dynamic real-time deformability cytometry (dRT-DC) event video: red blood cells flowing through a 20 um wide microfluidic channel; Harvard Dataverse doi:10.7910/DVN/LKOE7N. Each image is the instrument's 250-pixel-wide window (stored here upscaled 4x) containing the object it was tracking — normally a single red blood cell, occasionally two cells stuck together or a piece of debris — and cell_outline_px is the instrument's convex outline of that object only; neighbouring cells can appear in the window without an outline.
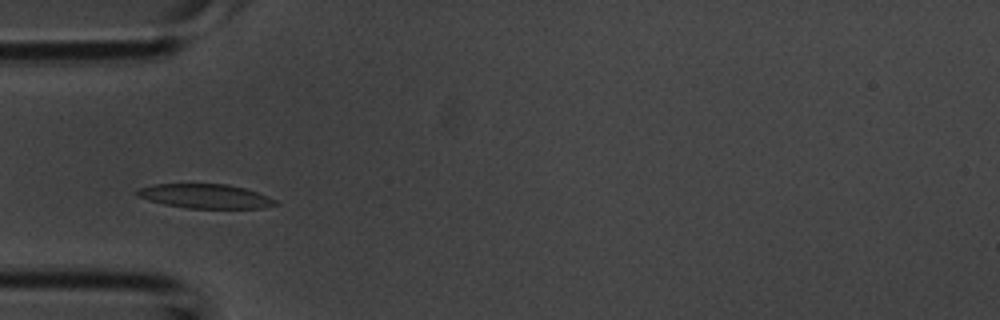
{"species": "common noctule bat (a hibernating species)", "species_latin": "Nyctalus noctula", "temperature_condition": "room temperature", "stored_images_in_passage": 24, "camera_frame_rate_fps": 3000, "um_per_image_px": 0.085, "animal": {"sex": "male", "body_mass_g": 20.1, "forearm_length_mm": 53.5}, "frame": {"image": 1, "passage_image": 4, "time_ms": 1.0, "image_size_px": [1000, 320], "cell_outline_px": [[280, 204], [260, 208], [184, 208], [164, 204], [148, 200], [136, 196], [136, 188], [152, 184], [228, 184], [244, 188], [268, 196], [276, 200]], "centroid_in_image_um": [17.41, 16.67], "position_along_channel_um": 67.6, "area_um2": 19.65}}
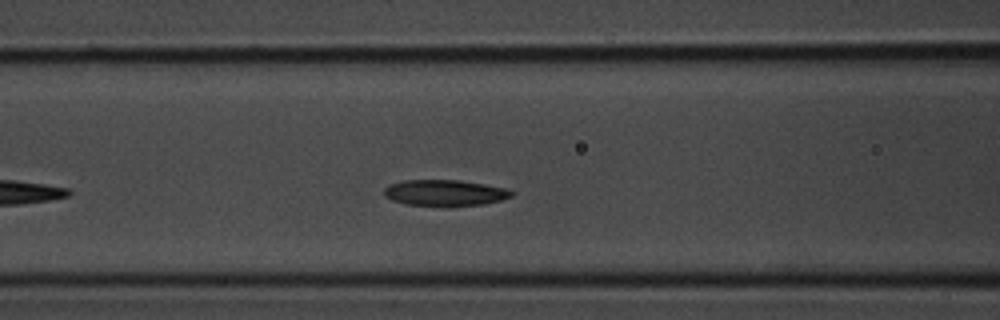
{"frame": {"image": 2, "passage_image": 8, "time_ms": 2.333, "image_size_px": [1000, 320], "cell_outline_px": [[512, 196], [500, 200], [484, 204], [448, 208], [444, 208], [404, 204], [392, 200], [384, 196], [384, 188], [388, 184], [404, 180], [460, 180], [508, 188], [512, 192]], "centroid_in_image_um": [37.78, 16.42], "position_along_channel_um": 128.8, "area_um2": 20.06}}
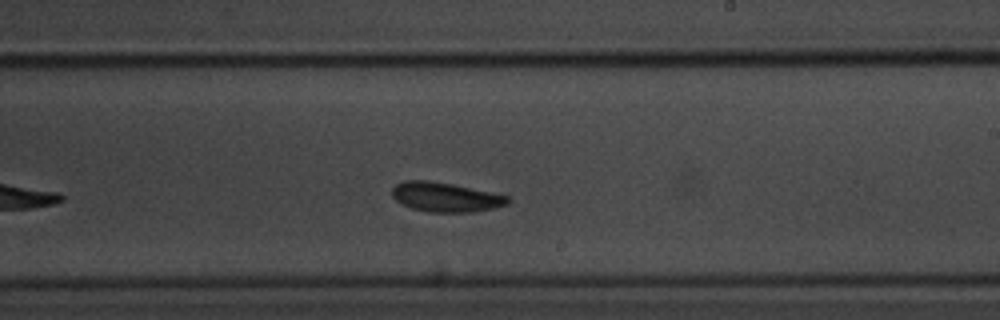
{"frame": {"image": 3, "passage_image": 16, "time_ms": 5.0, "image_size_px": [1000, 320], "cell_outline_px": [[508, 204], [492, 208], [472, 212], [428, 212], [412, 208], [400, 204], [392, 196], [392, 188], [396, 184], [404, 180], [428, 180], [452, 184], [508, 196]], "centroid_in_image_um": [37.8, 16.75], "position_along_channel_um": 251.2, "area_um2": 19.71}}